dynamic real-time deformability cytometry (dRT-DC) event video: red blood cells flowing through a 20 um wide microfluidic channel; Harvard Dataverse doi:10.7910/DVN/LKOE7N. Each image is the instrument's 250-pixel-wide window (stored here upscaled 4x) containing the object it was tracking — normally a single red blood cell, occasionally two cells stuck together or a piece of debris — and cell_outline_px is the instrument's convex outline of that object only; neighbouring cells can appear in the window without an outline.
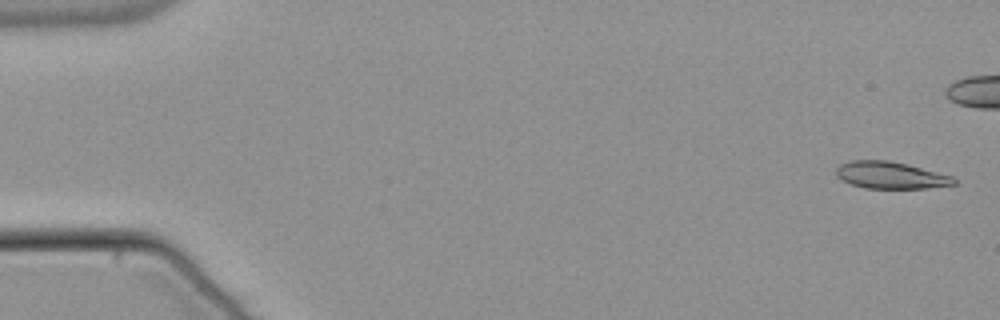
{"species": "common noctule bat (a hibernating species)", "species_latin": "Nyctalus noctula", "temperature_condition": "warm", "stored_images_in_passage": 44, "camera_frame_rate_fps": 3000, "um_per_image_px": 0.085, "animal": {"sex": "male", "body_mass_g": 21.5, "forearm_length_mm": 52.0}, "frame": {"image": 1, "passage_image": 2, "time_ms": 0.333, "image_size_px": [1000, 320], "cell_outline_px": [[956, 184], [928, 188], [864, 188], [840, 180], [836, 176], [836, 168], [840, 164], [852, 160], [888, 160], [908, 164], [952, 176], [956, 180]], "centroid_in_image_um": [75.68, 14.89], "position_along_channel_um": 9.3, "area_um2": 18.55}}
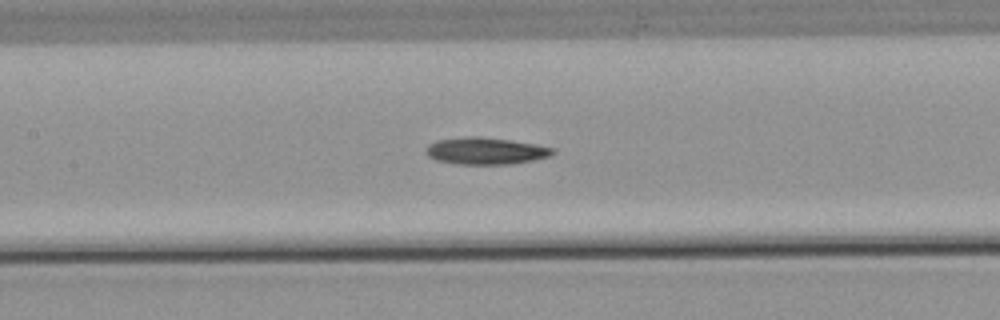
{"frame": {"image": 2, "passage_image": 26, "time_ms": 8.333, "image_size_px": [1000, 320], "cell_outline_px": [[556, 152], [552, 156], [512, 164], [456, 164], [436, 160], [428, 156], [424, 152], [424, 148], [428, 144], [436, 140], [464, 136], [480, 136], [512, 140], [536, 144], [556, 148]], "centroid_in_image_um": [41.28, 12.82], "position_along_channel_um": 166.1, "area_um2": 20.35}}
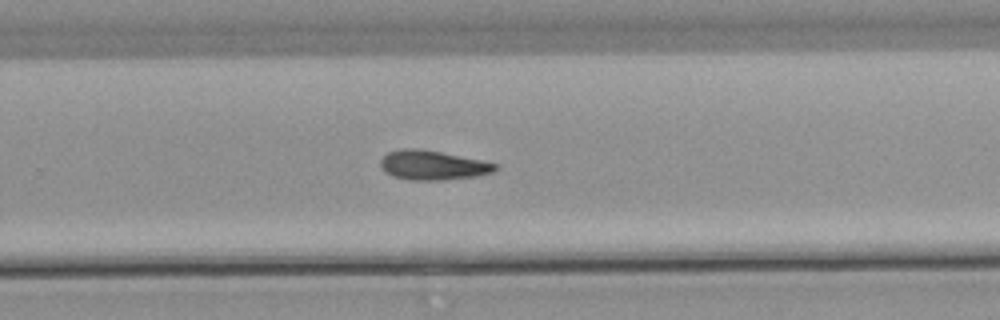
{"frame": {"image": 3, "passage_image": 36, "time_ms": 11.667, "image_size_px": [1000, 320], "cell_outline_px": [[500, 168], [492, 172], [476, 176], [444, 180], [408, 180], [392, 176], [384, 172], [380, 164], [380, 160], [388, 152], [400, 148], [420, 148], [500, 164]], "centroid_in_image_um": [36.77, 14.04], "position_along_channel_um": 293.0, "area_um2": 19.83}}